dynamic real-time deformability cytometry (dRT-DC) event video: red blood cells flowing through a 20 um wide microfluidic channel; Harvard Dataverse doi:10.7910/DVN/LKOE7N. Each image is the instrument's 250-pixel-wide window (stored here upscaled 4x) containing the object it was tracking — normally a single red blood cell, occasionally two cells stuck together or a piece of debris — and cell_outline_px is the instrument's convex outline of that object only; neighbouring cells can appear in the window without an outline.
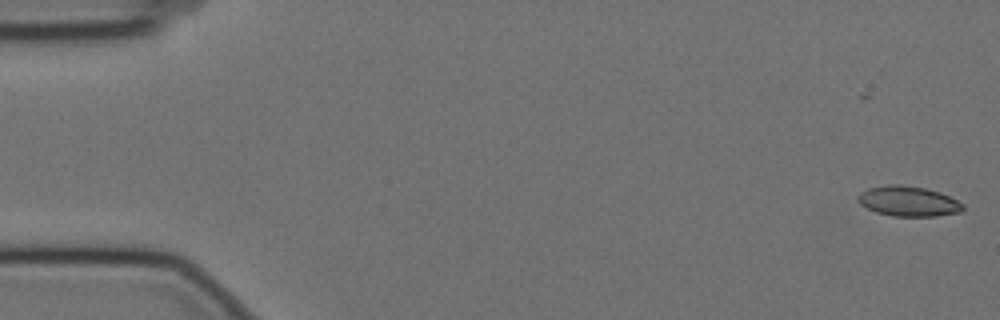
{"species": "Egyptian fruit bat (a non-hibernating species)", "species_latin": "Rousettus aegyptiacus", "temperature_condition": "cold", "stored_images_in_passage": 43, "camera_frame_rate_fps": 3000, "um_per_image_px": 0.085, "animal": {"sex": "female"}, "frame": {"image": 1, "passage_image": 1, "time_ms": 0.0, "image_size_px": [1000, 320], "cell_outline_px": [[964, 208], [960, 212], [936, 216], [892, 216], [876, 212], [860, 204], [856, 200], [856, 196], [860, 192], [868, 188], [888, 184], [900, 184], [924, 188], [940, 192], [964, 204]], "centroid_in_image_um": [77.17, 17.1], "position_along_channel_um": 7.8, "area_um2": 18.5}}
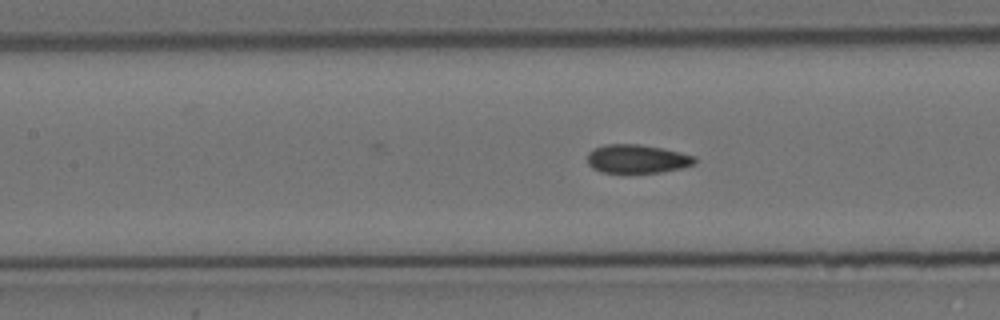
{"frame": {"image": 2, "passage_image": 25, "time_ms": 8.0, "image_size_px": [1000, 320], "cell_outline_px": [[696, 164], [684, 168], [660, 172], [600, 172], [592, 168], [588, 164], [588, 152], [592, 148], [604, 144], [640, 144], [680, 152], [696, 156]], "centroid_in_image_um": [54.16, 13.5], "position_along_channel_um": 153.2, "area_um2": 18.03}}
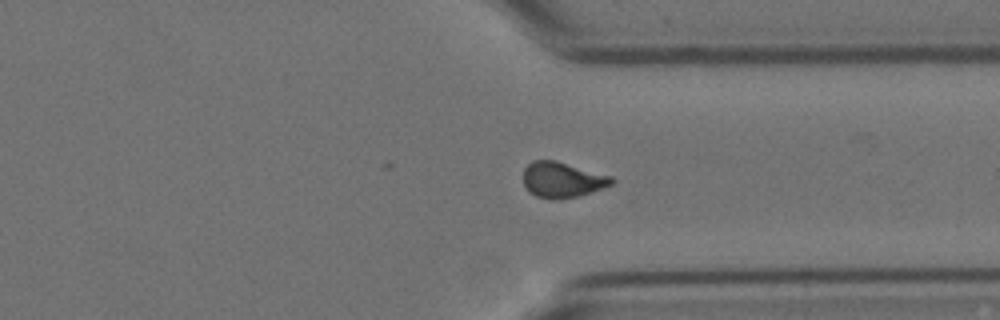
{"frame": {"image": 3, "passage_image": 43, "time_ms": 14.0, "image_size_px": [1000, 320], "cell_outline_px": [[616, 180], [612, 184], [604, 188], [576, 196], [560, 200], [552, 200], [536, 196], [528, 192], [524, 184], [524, 168], [532, 160], [556, 160], [612, 176]], "centroid_in_image_um": [47.79, 15.28], "position_along_channel_um": 363.6, "area_um2": 18.5}, "authors_computed_cell_mechanics": {"area_um2": 18.496, "velocity_mm_per_s": 3.512, "shape_relaxation_time_tau1_ms": null, "shape_relaxation_time_tau2_ms": 1.1545, "deformation_change_tau1": null, "deformation_change_tau2": 0.0465}}